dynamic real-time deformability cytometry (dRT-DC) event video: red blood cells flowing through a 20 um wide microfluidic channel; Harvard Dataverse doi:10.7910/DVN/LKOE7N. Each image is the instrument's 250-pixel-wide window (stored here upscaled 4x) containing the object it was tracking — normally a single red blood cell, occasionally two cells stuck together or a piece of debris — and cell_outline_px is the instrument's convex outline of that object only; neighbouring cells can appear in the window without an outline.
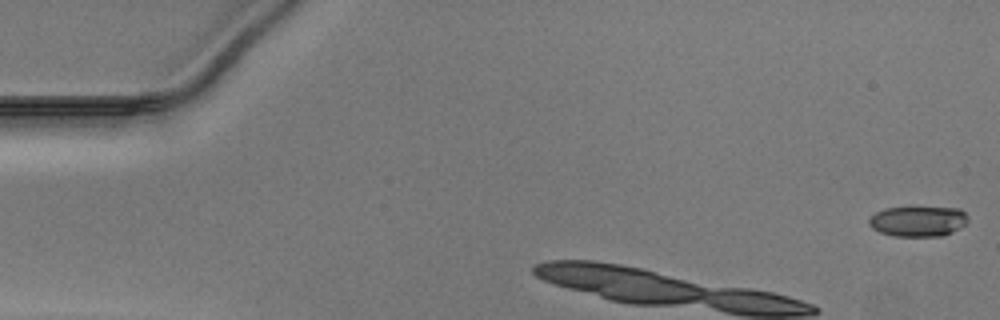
{"species": "Egyptian fruit bat (a non-hibernating species)", "species_latin": "Rousettus aegyptiacus", "temperature_condition": "warm", "stored_images_in_passage": 5, "camera_frame_rate_fps": 3000, "um_per_image_px": 0.085, "animal": {"sex": "male"}, "frame": {"image": 1, "passage_image": 1, "time_ms": 0.0, "image_size_px": [1000, 320], "cell_outline_px": [[968, 220], [964, 224], [952, 232], [944, 236], [892, 236], [880, 232], [872, 228], [868, 224], [868, 220], [876, 212], [884, 208], [908, 204], [912, 204], [960, 208], [968, 216]], "centroid_in_image_um": [78.02, 18.74], "position_along_channel_um": 7.0, "area_um2": 18.55}}